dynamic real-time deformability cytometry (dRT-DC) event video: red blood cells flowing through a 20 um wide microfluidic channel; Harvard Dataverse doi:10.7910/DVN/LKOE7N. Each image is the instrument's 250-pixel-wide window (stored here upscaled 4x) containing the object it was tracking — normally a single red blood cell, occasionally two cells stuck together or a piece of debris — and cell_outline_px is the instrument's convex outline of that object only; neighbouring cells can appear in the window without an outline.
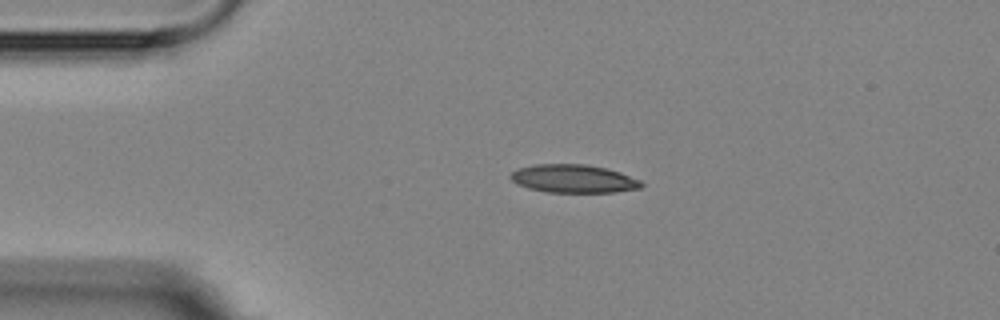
{"species": "Egyptian fruit bat (a non-hibernating species)", "species_latin": "Rousettus aegyptiacus", "temperature_condition": "room temperature", "stored_images_in_passage": 5, "camera_frame_rate_fps": 3000, "um_per_image_px": 0.085, "animal": {"sex": "female"}, "frame": {"image": 1, "passage_image": 4, "time_ms": 3.333, "image_size_px": [1000, 320], "cell_outline_px": [[644, 184], [640, 188], [612, 192], [548, 192], [528, 188], [516, 184], [508, 176], [516, 168], [532, 164], [588, 164], [620, 172], [640, 180]], "centroid_in_image_um": [48.7, 15.18], "position_along_channel_um": 36.3, "area_um2": 21.56}}